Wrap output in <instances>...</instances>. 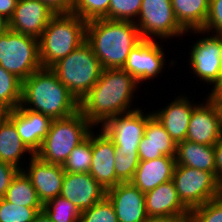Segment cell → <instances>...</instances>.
<instances>
[{
	"mask_svg": "<svg viewBox=\"0 0 222 222\" xmlns=\"http://www.w3.org/2000/svg\"><path fill=\"white\" fill-rule=\"evenodd\" d=\"M137 80L122 68L103 69L97 83L80 100L79 111L93 126H102L109 118L129 113Z\"/></svg>",
	"mask_w": 222,
	"mask_h": 222,
	"instance_id": "1",
	"label": "cell"
},
{
	"mask_svg": "<svg viewBox=\"0 0 222 222\" xmlns=\"http://www.w3.org/2000/svg\"><path fill=\"white\" fill-rule=\"evenodd\" d=\"M19 107L56 120L79 111V102L50 68H41L22 81Z\"/></svg>",
	"mask_w": 222,
	"mask_h": 222,
	"instance_id": "2",
	"label": "cell"
},
{
	"mask_svg": "<svg viewBox=\"0 0 222 222\" xmlns=\"http://www.w3.org/2000/svg\"><path fill=\"white\" fill-rule=\"evenodd\" d=\"M142 40L132 21L94 19L87 22L86 41L103 69L123 68L130 51Z\"/></svg>",
	"mask_w": 222,
	"mask_h": 222,
	"instance_id": "3",
	"label": "cell"
},
{
	"mask_svg": "<svg viewBox=\"0 0 222 222\" xmlns=\"http://www.w3.org/2000/svg\"><path fill=\"white\" fill-rule=\"evenodd\" d=\"M87 21L74 13L55 14L39 38L42 68H51L86 41Z\"/></svg>",
	"mask_w": 222,
	"mask_h": 222,
	"instance_id": "4",
	"label": "cell"
},
{
	"mask_svg": "<svg viewBox=\"0 0 222 222\" xmlns=\"http://www.w3.org/2000/svg\"><path fill=\"white\" fill-rule=\"evenodd\" d=\"M50 69L78 102L97 83L103 70L87 41L56 62Z\"/></svg>",
	"mask_w": 222,
	"mask_h": 222,
	"instance_id": "5",
	"label": "cell"
},
{
	"mask_svg": "<svg viewBox=\"0 0 222 222\" xmlns=\"http://www.w3.org/2000/svg\"><path fill=\"white\" fill-rule=\"evenodd\" d=\"M92 130L93 125L80 111L67 118L52 120L47 136L35 155L43 161L63 165L73 149Z\"/></svg>",
	"mask_w": 222,
	"mask_h": 222,
	"instance_id": "6",
	"label": "cell"
},
{
	"mask_svg": "<svg viewBox=\"0 0 222 222\" xmlns=\"http://www.w3.org/2000/svg\"><path fill=\"white\" fill-rule=\"evenodd\" d=\"M0 66L24 81L42 68L39 39L9 29L0 33Z\"/></svg>",
	"mask_w": 222,
	"mask_h": 222,
	"instance_id": "7",
	"label": "cell"
},
{
	"mask_svg": "<svg viewBox=\"0 0 222 222\" xmlns=\"http://www.w3.org/2000/svg\"><path fill=\"white\" fill-rule=\"evenodd\" d=\"M172 181L181 202L191 211L222 194L211 172L175 165Z\"/></svg>",
	"mask_w": 222,
	"mask_h": 222,
	"instance_id": "8",
	"label": "cell"
},
{
	"mask_svg": "<svg viewBox=\"0 0 222 222\" xmlns=\"http://www.w3.org/2000/svg\"><path fill=\"white\" fill-rule=\"evenodd\" d=\"M137 20L134 24L142 39L152 40L157 37L166 40L187 34L177 22L171 0H142Z\"/></svg>",
	"mask_w": 222,
	"mask_h": 222,
	"instance_id": "9",
	"label": "cell"
},
{
	"mask_svg": "<svg viewBox=\"0 0 222 222\" xmlns=\"http://www.w3.org/2000/svg\"><path fill=\"white\" fill-rule=\"evenodd\" d=\"M210 35L193 44L188 60L193 74L207 84H213L214 88L222 74V35Z\"/></svg>",
	"mask_w": 222,
	"mask_h": 222,
	"instance_id": "10",
	"label": "cell"
},
{
	"mask_svg": "<svg viewBox=\"0 0 222 222\" xmlns=\"http://www.w3.org/2000/svg\"><path fill=\"white\" fill-rule=\"evenodd\" d=\"M207 97L204 103H197L193 109L186 140L215 145L222 137V111L216 99Z\"/></svg>",
	"mask_w": 222,
	"mask_h": 222,
	"instance_id": "11",
	"label": "cell"
},
{
	"mask_svg": "<svg viewBox=\"0 0 222 222\" xmlns=\"http://www.w3.org/2000/svg\"><path fill=\"white\" fill-rule=\"evenodd\" d=\"M140 108L109 118L101 129L113 140L116 149L138 150L144 136L147 121L153 113L146 114Z\"/></svg>",
	"mask_w": 222,
	"mask_h": 222,
	"instance_id": "12",
	"label": "cell"
},
{
	"mask_svg": "<svg viewBox=\"0 0 222 222\" xmlns=\"http://www.w3.org/2000/svg\"><path fill=\"white\" fill-rule=\"evenodd\" d=\"M155 39H142L128 55L123 70L134 77L138 84L154 79L165 65V53Z\"/></svg>",
	"mask_w": 222,
	"mask_h": 222,
	"instance_id": "13",
	"label": "cell"
},
{
	"mask_svg": "<svg viewBox=\"0 0 222 222\" xmlns=\"http://www.w3.org/2000/svg\"><path fill=\"white\" fill-rule=\"evenodd\" d=\"M56 13L39 0H18L8 29L39 39Z\"/></svg>",
	"mask_w": 222,
	"mask_h": 222,
	"instance_id": "14",
	"label": "cell"
},
{
	"mask_svg": "<svg viewBox=\"0 0 222 222\" xmlns=\"http://www.w3.org/2000/svg\"><path fill=\"white\" fill-rule=\"evenodd\" d=\"M30 179L42 204L60 196L65 171L62 165L53 164L30 155L29 168L22 170Z\"/></svg>",
	"mask_w": 222,
	"mask_h": 222,
	"instance_id": "15",
	"label": "cell"
},
{
	"mask_svg": "<svg viewBox=\"0 0 222 222\" xmlns=\"http://www.w3.org/2000/svg\"><path fill=\"white\" fill-rule=\"evenodd\" d=\"M106 197L113 204L118 222H148L145 193L132 182H121L106 190Z\"/></svg>",
	"mask_w": 222,
	"mask_h": 222,
	"instance_id": "16",
	"label": "cell"
},
{
	"mask_svg": "<svg viewBox=\"0 0 222 222\" xmlns=\"http://www.w3.org/2000/svg\"><path fill=\"white\" fill-rule=\"evenodd\" d=\"M100 131L95 135L92 130V163L89 174L108 190L121 182L115 173V144L102 129Z\"/></svg>",
	"mask_w": 222,
	"mask_h": 222,
	"instance_id": "17",
	"label": "cell"
},
{
	"mask_svg": "<svg viewBox=\"0 0 222 222\" xmlns=\"http://www.w3.org/2000/svg\"><path fill=\"white\" fill-rule=\"evenodd\" d=\"M60 196L82 212L106 197V190L89 173L65 172Z\"/></svg>",
	"mask_w": 222,
	"mask_h": 222,
	"instance_id": "18",
	"label": "cell"
},
{
	"mask_svg": "<svg viewBox=\"0 0 222 222\" xmlns=\"http://www.w3.org/2000/svg\"><path fill=\"white\" fill-rule=\"evenodd\" d=\"M7 117L14 123L25 146L35 154L47 136L52 120L42 113L19 106L10 110Z\"/></svg>",
	"mask_w": 222,
	"mask_h": 222,
	"instance_id": "19",
	"label": "cell"
},
{
	"mask_svg": "<svg viewBox=\"0 0 222 222\" xmlns=\"http://www.w3.org/2000/svg\"><path fill=\"white\" fill-rule=\"evenodd\" d=\"M145 209L149 219L171 218L190 213L181 202L172 180L145 193Z\"/></svg>",
	"mask_w": 222,
	"mask_h": 222,
	"instance_id": "20",
	"label": "cell"
},
{
	"mask_svg": "<svg viewBox=\"0 0 222 222\" xmlns=\"http://www.w3.org/2000/svg\"><path fill=\"white\" fill-rule=\"evenodd\" d=\"M177 96L164 109L152 112L155 118L164 126L171 139L178 144L186 140L189 121L196 103L190 102L187 96Z\"/></svg>",
	"mask_w": 222,
	"mask_h": 222,
	"instance_id": "21",
	"label": "cell"
},
{
	"mask_svg": "<svg viewBox=\"0 0 222 222\" xmlns=\"http://www.w3.org/2000/svg\"><path fill=\"white\" fill-rule=\"evenodd\" d=\"M176 144L164 126L153 115L145 126L144 136L138 147L140 161L153 160L162 156L175 157Z\"/></svg>",
	"mask_w": 222,
	"mask_h": 222,
	"instance_id": "22",
	"label": "cell"
},
{
	"mask_svg": "<svg viewBox=\"0 0 222 222\" xmlns=\"http://www.w3.org/2000/svg\"><path fill=\"white\" fill-rule=\"evenodd\" d=\"M175 157L162 156L153 160L140 161L131 181L141 192L147 193L160 184L172 180Z\"/></svg>",
	"mask_w": 222,
	"mask_h": 222,
	"instance_id": "23",
	"label": "cell"
},
{
	"mask_svg": "<svg viewBox=\"0 0 222 222\" xmlns=\"http://www.w3.org/2000/svg\"><path fill=\"white\" fill-rule=\"evenodd\" d=\"M176 165L211 172L215 176L214 145H205L184 140L176 144Z\"/></svg>",
	"mask_w": 222,
	"mask_h": 222,
	"instance_id": "24",
	"label": "cell"
},
{
	"mask_svg": "<svg viewBox=\"0 0 222 222\" xmlns=\"http://www.w3.org/2000/svg\"><path fill=\"white\" fill-rule=\"evenodd\" d=\"M25 153L33 155L22 142L14 123L8 117L0 120V161L22 171L24 168L20 159Z\"/></svg>",
	"mask_w": 222,
	"mask_h": 222,
	"instance_id": "25",
	"label": "cell"
},
{
	"mask_svg": "<svg viewBox=\"0 0 222 222\" xmlns=\"http://www.w3.org/2000/svg\"><path fill=\"white\" fill-rule=\"evenodd\" d=\"M210 0H171L177 22L187 31L202 30L209 13Z\"/></svg>",
	"mask_w": 222,
	"mask_h": 222,
	"instance_id": "26",
	"label": "cell"
},
{
	"mask_svg": "<svg viewBox=\"0 0 222 222\" xmlns=\"http://www.w3.org/2000/svg\"><path fill=\"white\" fill-rule=\"evenodd\" d=\"M3 199L18 206L43 207L35 188L23 171H19L12 179Z\"/></svg>",
	"mask_w": 222,
	"mask_h": 222,
	"instance_id": "27",
	"label": "cell"
},
{
	"mask_svg": "<svg viewBox=\"0 0 222 222\" xmlns=\"http://www.w3.org/2000/svg\"><path fill=\"white\" fill-rule=\"evenodd\" d=\"M92 163V131L76 146L62 165L65 172L89 173Z\"/></svg>",
	"mask_w": 222,
	"mask_h": 222,
	"instance_id": "28",
	"label": "cell"
},
{
	"mask_svg": "<svg viewBox=\"0 0 222 222\" xmlns=\"http://www.w3.org/2000/svg\"><path fill=\"white\" fill-rule=\"evenodd\" d=\"M22 81L0 66V102L10 111L21 103Z\"/></svg>",
	"mask_w": 222,
	"mask_h": 222,
	"instance_id": "29",
	"label": "cell"
},
{
	"mask_svg": "<svg viewBox=\"0 0 222 222\" xmlns=\"http://www.w3.org/2000/svg\"><path fill=\"white\" fill-rule=\"evenodd\" d=\"M43 211L53 222H78L81 215L76 206L62 196L43 204Z\"/></svg>",
	"mask_w": 222,
	"mask_h": 222,
	"instance_id": "30",
	"label": "cell"
},
{
	"mask_svg": "<svg viewBox=\"0 0 222 222\" xmlns=\"http://www.w3.org/2000/svg\"><path fill=\"white\" fill-rule=\"evenodd\" d=\"M138 150L116 149L115 173L120 182H131L139 165Z\"/></svg>",
	"mask_w": 222,
	"mask_h": 222,
	"instance_id": "31",
	"label": "cell"
},
{
	"mask_svg": "<svg viewBox=\"0 0 222 222\" xmlns=\"http://www.w3.org/2000/svg\"><path fill=\"white\" fill-rule=\"evenodd\" d=\"M43 207L18 206L0 199V222H32Z\"/></svg>",
	"mask_w": 222,
	"mask_h": 222,
	"instance_id": "32",
	"label": "cell"
},
{
	"mask_svg": "<svg viewBox=\"0 0 222 222\" xmlns=\"http://www.w3.org/2000/svg\"><path fill=\"white\" fill-rule=\"evenodd\" d=\"M110 0H75L72 12L85 21L108 19Z\"/></svg>",
	"mask_w": 222,
	"mask_h": 222,
	"instance_id": "33",
	"label": "cell"
},
{
	"mask_svg": "<svg viewBox=\"0 0 222 222\" xmlns=\"http://www.w3.org/2000/svg\"><path fill=\"white\" fill-rule=\"evenodd\" d=\"M142 0H110L108 20L135 22L139 16Z\"/></svg>",
	"mask_w": 222,
	"mask_h": 222,
	"instance_id": "34",
	"label": "cell"
},
{
	"mask_svg": "<svg viewBox=\"0 0 222 222\" xmlns=\"http://www.w3.org/2000/svg\"><path fill=\"white\" fill-rule=\"evenodd\" d=\"M78 222H118L113 204L105 197L90 209L81 212Z\"/></svg>",
	"mask_w": 222,
	"mask_h": 222,
	"instance_id": "35",
	"label": "cell"
},
{
	"mask_svg": "<svg viewBox=\"0 0 222 222\" xmlns=\"http://www.w3.org/2000/svg\"><path fill=\"white\" fill-rule=\"evenodd\" d=\"M193 222H222V194L190 211Z\"/></svg>",
	"mask_w": 222,
	"mask_h": 222,
	"instance_id": "36",
	"label": "cell"
},
{
	"mask_svg": "<svg viewBox=\"0 0 222 222\" xmlns=\"http://www.w3.org/2000/svg\"><path fill=\"white\" fill-rule=\"evenodd\" d=\"M222 35V0H210L209 13L202 30H191V33L210 34V32Z\"/></svg>",
	"mask_w": 222,
	"mask_h": 222,
	"instance_id": "37",
	"label": "cell"
},
{
	"mask_svg": "<svg viewBox=\"0 0 222 222\" xmlns=\"http://www.w3.org/2000/svg\"><path fill=\"white\" fill-rule=\"evenodd\" d=\"M20 170L0 161V199H2L10 186L12 179Z\"/></svg>",
	"mask_w": 222,
	"mask_h": 222,
	"instance_id": "38",
	"label": "cell"
},
{
	"mask_svg": "<svg viewBox=\"0 0 222 222\" xmlns=\"http://www.w3.org/2000/svg\"><path fill=\"white\" fill-rule=\"evenodd\" d=\"M57 13H71L75 0H39Z\"/></svg>",
	"mask_w": 222,
	"mask_h": 222,
	"instance_id": "39",
	"label": "cell"
},
{
	"mask_svg": "<svg viewBox=\"0 0 222 222\" xmlns=\"http://www.w3.org/2000/svg\"><path fill=\"white\" fill-rule=\"evenodd\" d=\"M215 152V178L217 183L222 187V137L221 139L214 145Z\"/></svg>",
	"mask_w": 222,
	"mask_h": 222,
	"instance_id": "40",
	"label": "cell"
},
{
	"mask_svg": "<svg viewBox=\"0 0 222 222\" xmlns=\"http://www.w3.org/2000/svg\"><path fill=\"white\" fill-rule=\"evenodd\" d=\"M18 0H0V15L9 21L15 11Z\"/></svg>",
	"mask_w": 222,
	"mask_h": 222,
	"instance_id": "41",
	"label": "cell"
},
{
	"mask_svg": "<svg viewBox=\"0 0 222 222\" xmlns=\"http://www.w3.org/2000/svg\"><path fill=\"white\" fill-rule=\"evenodd\" d=\"M148 222H193L190 213L171 218L149 219Z\"/></svg>",
	"mask_w": 222,
	"mask_h": 222,
	"instance_id": "42",
	"label": "cell"
},
{
	"mask_svg": "<svg viewBox=\"0 0 222 222\" xmlns=\"http://www.w3.org/2000/svg\"><path fill=\"white\" fill-rule=\"evenodd\" d=\"M209 97H222V74L220 81L217 83V85L211 89V92H208Z\"/></svg>",
	"mask_w": 222,
	"mask_h": 222,
	"instance_id": "43",
	"label": "cell"
},
{
	"mask_svg": "<svg viewBox=\"0 0 222 222\" xmlns=\"http://www.w3.org/2000/svg\"><path fill=\"white\" fill-rule=\"evenodd\" d=\"M32 222H53V221L42 210L34 217V220Z\"/></svg>",
	"mask_w": 222,
	"mask_h": 222,
	"instance_id": "44",
	"label": "cell"
},
{
	"mask_svg": "<svg viewBox=\"0 0 222 222\" xmlns=\"http://www.w3.org/2000/svg\"><path fill=\"white\" fill-rule=\"evenodd\" d=\"M8 29V21L0 15V33Z\"/></svg>",
	"mask_w": 222,
	"mask_h": 222,
	"instance_id": "45",
	"label": "cell"
},
{
	"mask_svg": "<svg viewBox=\"0 0 222 222\" xmlns=\"http://www.w3.org/2000/svg\"><path fill=\"white\" fill-rule=\"evenodd\" d=\"M9 110L0 102V120L7 117Z\"/></svg>",
	"mask_w": 222,
	"mask_h": 222,
	"instance_id": "46",
	"label": "cell"
},
{
	"mask_svg": "<svg viewBox=\"0 0 222 222\" xmlns=\"http://www.w3.org/2000/svg\"><path fill=\"white\" fill-rule=\"evenodd\" d=\"M213 99H216L220 105L221 111H222V97H211Z\"/></svg>",
	"mask_w": 222,
	"mask_h": 222,
	"instance_id": "47",
	"label": "cell"
}]
</instances>
